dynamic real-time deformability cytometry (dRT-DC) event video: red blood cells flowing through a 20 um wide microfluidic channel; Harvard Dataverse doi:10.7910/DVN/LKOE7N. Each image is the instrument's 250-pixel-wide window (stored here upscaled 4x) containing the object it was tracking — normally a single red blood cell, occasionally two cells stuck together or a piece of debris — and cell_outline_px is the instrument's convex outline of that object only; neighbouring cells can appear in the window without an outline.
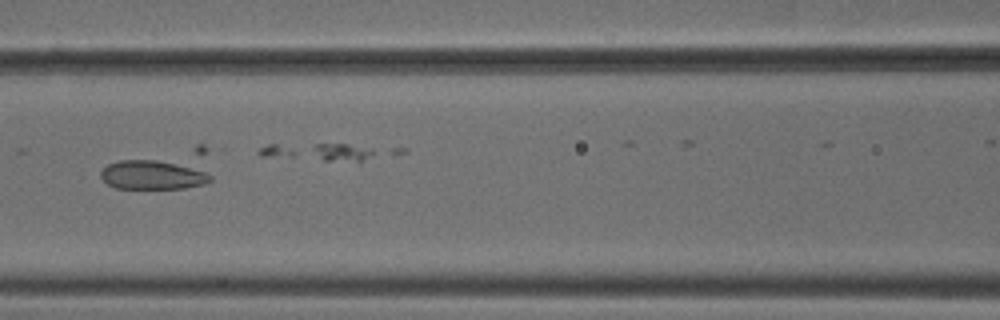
{"species": "common noctule bat (a hibernating species)", "species_latin": "Nyctalus noctula", "temperature_condition": "cold", "stored_images_in_passage": 34, "camera_frame_rate_fps": 3000, "um_per_image_px": 0.085, "animal": {"sex": "male", "body_mass_g": 18.8}, "frame": {"image": 1, "passage_image": 16, "time_ms": 5.0, "image_size_px": [1000, 320], "cell_outline_px": [[212, 180], [204, 184], [184, 188], [116, 188], [108, 184], [100, 176], [100, 172], [108, 164], [120, 160], [156, 160], [196, 168], [212, 176]], "centroid_in_image_um": [12.95, 14.87], "position_along_channel_um": 153.7, "area_um2": 18.26}}
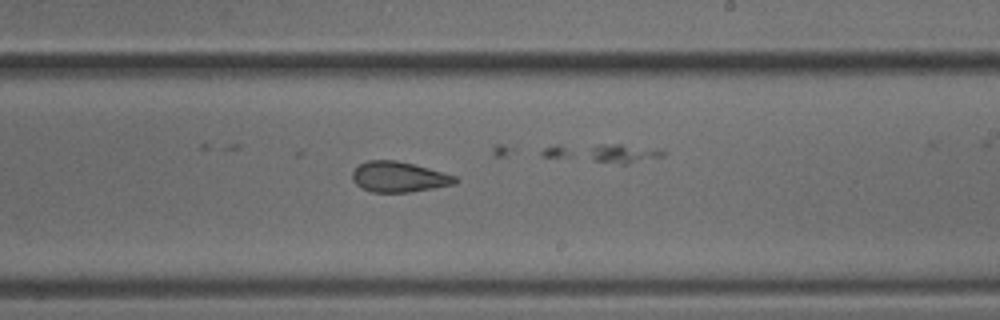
{"frame": {"image": 2, "passage_image": 24, "time_ms": 7.667, "image_size_px": [1000, 320], "cell_outline_px": [[460, 180], [456, 184], [412, 192], [372, 192], [356, 184], [352, 180], [352, 172], [360, 164], [368, 160], [396, 160], [428, 168], [456, 176]], "centroid_in_image_um": [33.93, 15.04], "position_along_channel_um": 255.1, "area_um2": 18.21}}
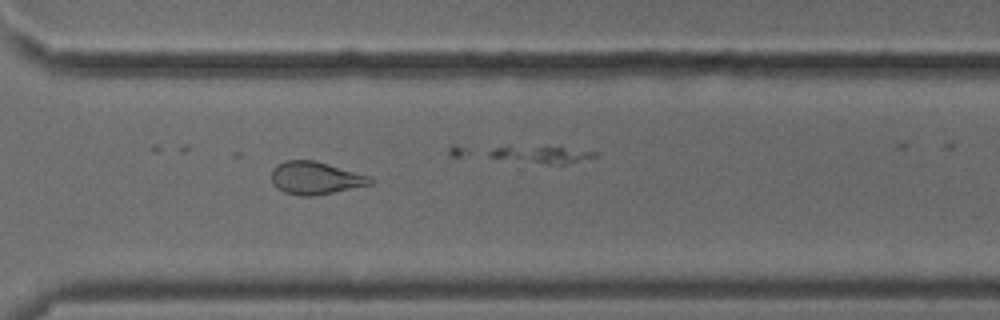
{"frame": {"image": 3, "passage_image": 31, "time_ms": 10.0, "image_size_px": [1000, 320], "cell_outline_px": [[376, 180], [372, 184], [312, 196], [300, 196], [284, 192], [276, 188], [272, 184], [272, 168], [276, 164], [284, 160], [312, 160], [328, 164], [372, 176]], "centroid_in_image_um": [26.81, 15.12], "position_along_channel_um": 343.8, "area_um2": 18.96}}